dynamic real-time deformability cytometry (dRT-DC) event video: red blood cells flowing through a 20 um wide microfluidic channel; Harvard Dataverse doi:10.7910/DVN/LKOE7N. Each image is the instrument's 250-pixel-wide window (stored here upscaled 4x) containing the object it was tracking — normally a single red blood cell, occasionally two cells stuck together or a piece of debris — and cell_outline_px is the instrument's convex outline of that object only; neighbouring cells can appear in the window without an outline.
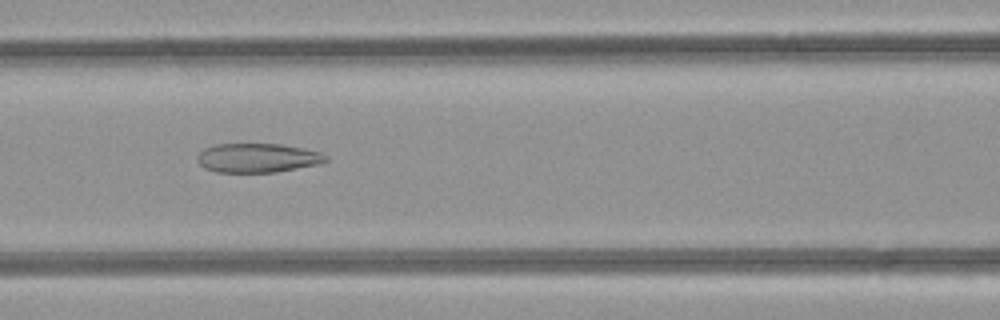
{"species": "common noctule bat (a hibernating species)", "species_latin": "Nyctalus noctula", "temperature_condition": "room temperature", "stored_images_in_passage": 29, "camera_frame_rate_fps": 3000, "um_per_image_px": 0.085, "animal": {"sex": "female", "body_mass_g": 21.9}, "frame": {"image": 1, "passage_image": 7, "time_ms": 2.0, "image_size_px": [1000, 320], "cell_outline_px": [[328, 160], [316, 164], [276, 172], [216, 172], [204, 168], [196, 160], [196, 156], [204, 148], [216, 144], [280, 144], [320, 152], [328, 156]], "centroid_in_image_um": [21.84, 13.42], "position_along_channel_um": 144.8, "area_um2": 21.68}}
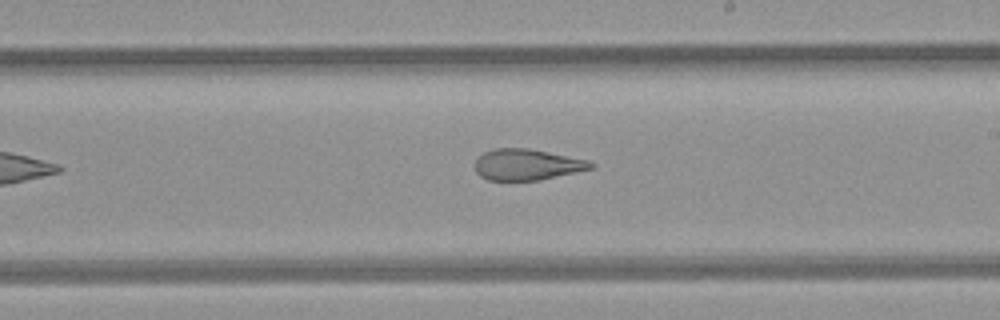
{"frame": {"image": 2, "passage_image": 14, "time_ms": 4.333, "image_size_px": [1000, 320], "cell_outline_px": [[596, 164], [592, 168], [540, 180], [488, 180], [480, 176], [476, 172], [476, 156], [492, 148], [528, 148], [588, 160]], "centroid_in_image_um": [44.76, 13.98], "position_along_channel_um": 244.2, "area_um2": 20.92}}
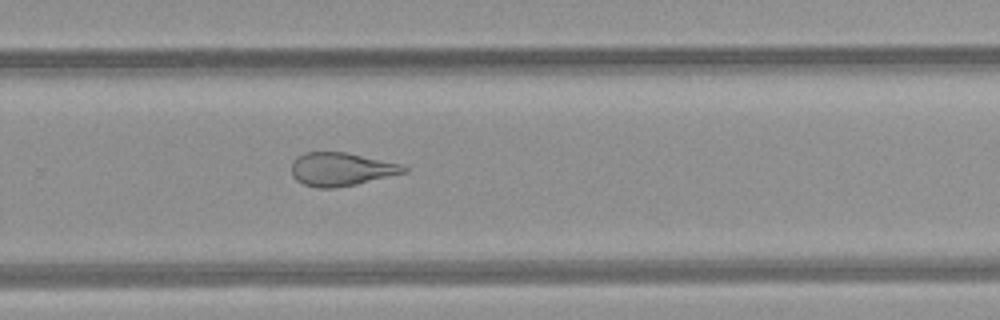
{"frame": {"image": 3, "passage_image": 18, "time_ms": 5.667, "image_size_px": [1000, 320], "cell_outline_px": [[408, 172], [356, 184], [332, 188], [316, 188], [304, 184], [296, 180], [292, 176], [292, 164], [296, 156], [304, 152], [344, 152], [404, 164], [408, 168]], "centroid_in_image_um": [29.01, 14.38], "position_along_channel_um": 300.8, "area_um2": 21.91}, "authors_computed_cell_mechanics": {"area_um2": 22.5998, "velocity_mm_per_s": 4.2676, "shape_relaxation_time_tau1_ms": null, "shape_relaxation_time_tau2_ms": 2.4714, "deformation_change_tau1": null, "deformation_change_tau2": 0.1206}}